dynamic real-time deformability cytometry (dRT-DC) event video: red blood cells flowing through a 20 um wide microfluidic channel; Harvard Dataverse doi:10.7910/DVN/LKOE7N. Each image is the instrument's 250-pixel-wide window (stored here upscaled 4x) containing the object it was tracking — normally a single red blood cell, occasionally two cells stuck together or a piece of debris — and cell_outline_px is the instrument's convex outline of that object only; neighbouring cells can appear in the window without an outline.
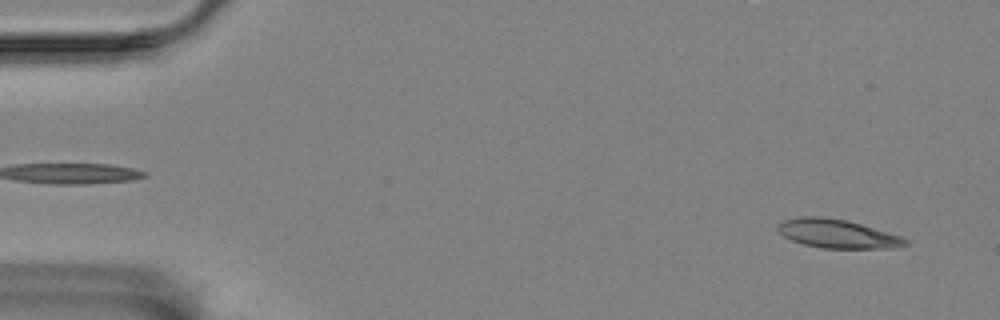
{"species": "Egyptian fruit bat (a non-hibernating species)", "species_latin": "Rousettus aegyptiacus", "temperature_condition": "room temperature", "stored_images_in_passage": 56, "camera_frame_rate_fps": 3000, "um_per_image_px": 0.085, "animal": {"sex": "female"}, "frame": {"image": 1, "passage_image": 3, "time_ms": 0.667, "image_size_px": [1000, 320], "cell_outline_px": [[908, 244], [892, 248], [824, 248], [804, 244], [792, 240], [784, 236], [776, 228], [776, 224], [784, 220], [800, 216], [820, 216], [844, 220], [860, 224], [900, 236], [908, 240]], "centroid_in_image_um": [71.13, 19.86], "position_along_channel_um": 13.9, "area_um2": 21.04}}
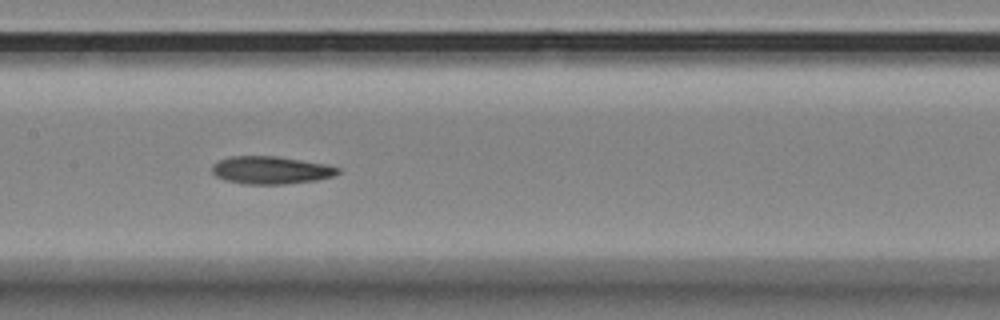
{"frame": {"image": 2, "passage_image": 27, "time_ms": 8.667, "image_size_px": [1000, 320], "cell_outline_px": [[340, 172], [332, 176], [316, 180], [284, 184], [244, 184], [224, 180], [216, 176], [212, 172], [212, 164], [220, 160], [232, 156], [276, 156], [328, 164], [340, 168]], "centroid_in_image_um": [23.02, 14.46], "position_along_channel_um": 184.4, "area_um2": 20.35}}
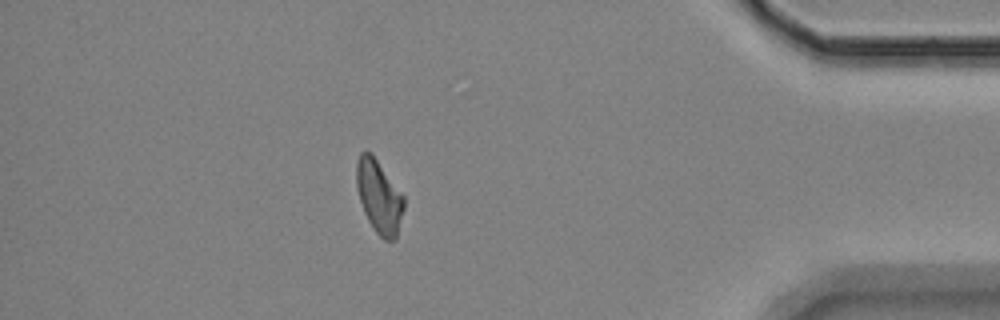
{"frame": {"image": 3, "passage_image": 49, "time_ms": 16.0, "image_size_px": [1000, 320], "cell_outline_px": [[404, 208], [396, 240], [384, 240], [376, 232], [368, 220], [364, 212], [356, 188], [356, 160], [360, 152], [372, 152], [404, 196]], "centroid_in_image_um": [32.21, 16.69], "position_along_channel_um": 403.0, "area_um2": 20.35}, "authors_computed_cell_mechanics": {"area_um2": 20.4612, "velocity_mm_per_s": 3.5278, "shape_relaxation_time_tau1_ms": 7.4316, "shape_relaxation_time_tau2_ms": 5.7899, "deformation_change_tau1": 0.1807, "deformation_change_tau2": 0.1322}}